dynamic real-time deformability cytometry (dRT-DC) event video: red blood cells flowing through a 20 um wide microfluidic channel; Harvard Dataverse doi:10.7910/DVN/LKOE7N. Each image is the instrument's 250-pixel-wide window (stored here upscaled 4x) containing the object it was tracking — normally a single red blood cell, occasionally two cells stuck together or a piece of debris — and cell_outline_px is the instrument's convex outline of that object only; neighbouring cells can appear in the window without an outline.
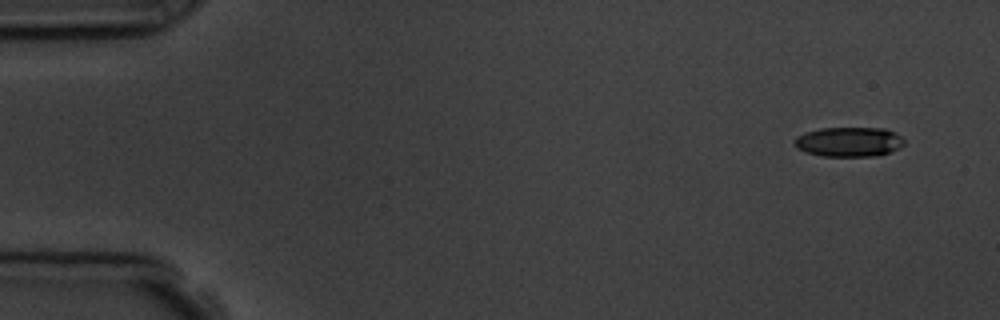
{"species": "common noctule bat (a hibernating species)", "species_latin": "Nyctalus noctula", "temperature_condition": "room temperature", "stored_images_in_passage": 4, "camera_frame_rate_fps": 3000, "um_per_image_px": 0.085, "animal": {"sex": "male", "body_mass_g": 19.5, "forearm_length_mm": 54.6}, "frame": {"image": 1, "passage_image": 1, "time_ms": 0.0, "image_size_px": [1000, 320], "cell_outline_px": [[904, 144], [900, 148], [876, 156], [820, 156], [796, 148], [792, 144], [792, 140], [796, 136], [820, 128], [884, 128], [896, 132], [904, 140]], "centroid_in_image_um": [72.14, 12.05], "position_along_channel_um": 12.9, "area_um2": 19.07}}
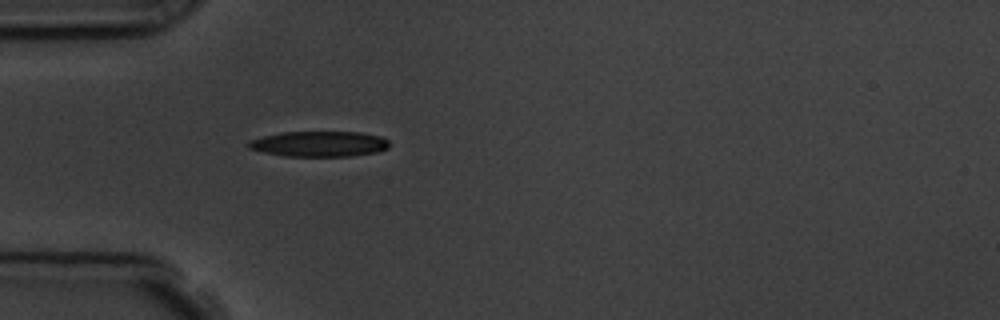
{"frame": {"image": 2, "passage_image": 4, "time_ms": 4.333, "image_size_px": [1000, 320], "cell_outline_px": [[388, 148], [376, 152], [348, 156], [284, 156], [264, 152], [248, 148], [244, 144], [252, 140], [264, 136], [280, 132], [360, 132], [380, 136], [388, 140]], "centroid_in_image_um": [27.11, 12.23], "position_along_channel_um": 57.9, "area_um2": 20.81}}